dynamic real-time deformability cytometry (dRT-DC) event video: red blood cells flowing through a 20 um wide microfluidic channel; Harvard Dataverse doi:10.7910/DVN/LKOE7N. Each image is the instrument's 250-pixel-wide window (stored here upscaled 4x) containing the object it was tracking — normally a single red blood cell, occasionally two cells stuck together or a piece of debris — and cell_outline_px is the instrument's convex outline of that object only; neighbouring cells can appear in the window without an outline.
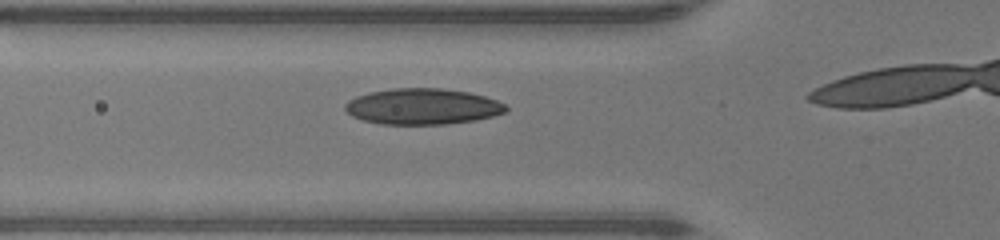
{"species": "human", "species_latin": "Homo sapiens", "temperature_condition": "warm", "stored_images_in_passage": 13, "camera_frame_rate_fps": 3000, "um_per_image_px": 0.085, "donor": {"sex": "male"}, "frame": {"image": 1, "passage_image": 9, "time_ms": 2.667, "image_size_px": [1000, 240], "cell_outline_px": [[508, 112], [476, 120], [444, 124], [380, 124], [364, 120], [352, 116], [344, 108], [344, 104], [348, 100], [356, 96], [368, 92], [392, 88], [440, 88], [468, 92], [484, 96], [496, 100], [504, 104], [508, 108]], "centroid_in_image_um": [35.9, 9.05], "position_along_channel_um": 89.9, "area_um2": 33.76}}
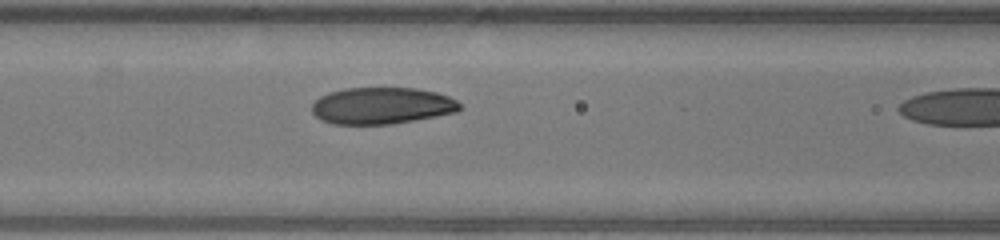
{"frame": {"image": 2, "passage_image": 12, "time_ms": 3.667, "image_size_px": [1000, 240], "cell_outline_px": [[460, 108], [456, 112], [436, 116], [388, 124], [332, 124], [320, 120], [312, 112], [312, 104], [320, 96], [328, 92], [344, 88], [416, 88], [436, 92], [448, 96], [456, 100], [460, 104]], "centroid_in_image_um": [32.41, 8.98], "position_along_channel_um": 134.2, "area_um2": 31.56}}